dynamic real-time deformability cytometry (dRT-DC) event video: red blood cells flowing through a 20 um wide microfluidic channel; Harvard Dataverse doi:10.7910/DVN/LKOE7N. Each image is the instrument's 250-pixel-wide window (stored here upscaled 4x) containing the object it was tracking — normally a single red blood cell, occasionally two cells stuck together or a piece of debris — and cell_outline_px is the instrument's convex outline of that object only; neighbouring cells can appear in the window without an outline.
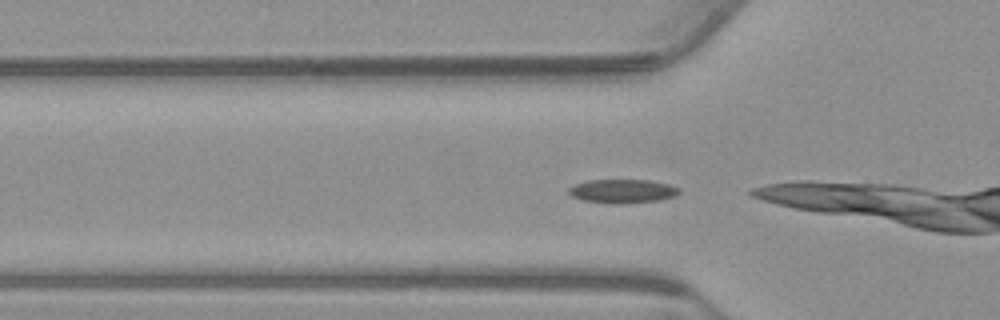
{"species": "common noctule bat (a hibernating species)", "species_latin": "Nyctalus noctula", "temperature_condition": "warm", "stored_images_in_passage": 10, "camera_frame_rate_fps": 3000, "um_per_image_px": 0.085, "animal": {"sex": "male", "body_mass_g": 23.1, "forearm_length_mm": 52.7}, "frame": {"image": 1, "passage_image": 2, "time_ms": 0.333, "image_size_px": [1000, 320], "cell_outline_px": [[680, 192], [676, 196], [660, 200], [620, 204], [584, 200], [572, 196], [568, 192], [568, 188], [572, 184], [588, 180], [648, 180], [668, 184], [680, 188]], "centroid_in_image_um": [52.92, 16.24], "position_along_channel_um": 72.9, "area_um2": 15.32}}